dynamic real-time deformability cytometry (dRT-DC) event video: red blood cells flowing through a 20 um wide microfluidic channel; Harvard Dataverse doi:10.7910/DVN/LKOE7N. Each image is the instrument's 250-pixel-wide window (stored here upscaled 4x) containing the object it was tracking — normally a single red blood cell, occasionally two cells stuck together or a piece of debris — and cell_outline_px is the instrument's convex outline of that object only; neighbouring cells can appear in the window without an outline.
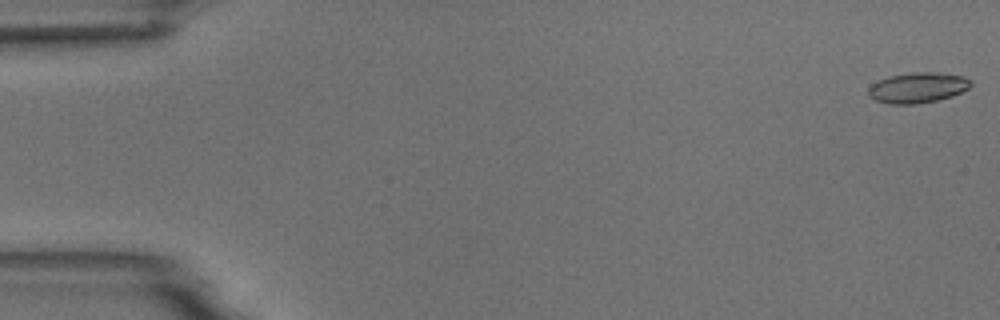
{"species": "common noctule bat (a hibernating species)", "species_latin": "Nyctalus noctula", "temperature_condition": "room temperature", "stored_images_in_passage": 7, "camera_frame_rate_fps": 3000, "um_per_image_px": 0.085, "animal": {"sex": "male", "body_mass_g": 18.8}, "frame": {"image": 1, "passage_image": 1, "time_ms": 0.0, "image_size_px": [1000, 320], "cell_outline_px": [[972, 84], [968, 88], [952, 96], [936, 100], [916, 104], [888, 104], [876, 100], [868, 96], [868, 88], [872, 84], [888, 76], [912, 72], [940, 72], [964, 76], [972, 80]], "centroid_in_image_um": [78.01, 7.44], "position_along_channel_um": 7.0, "area_um2": 18.26}}
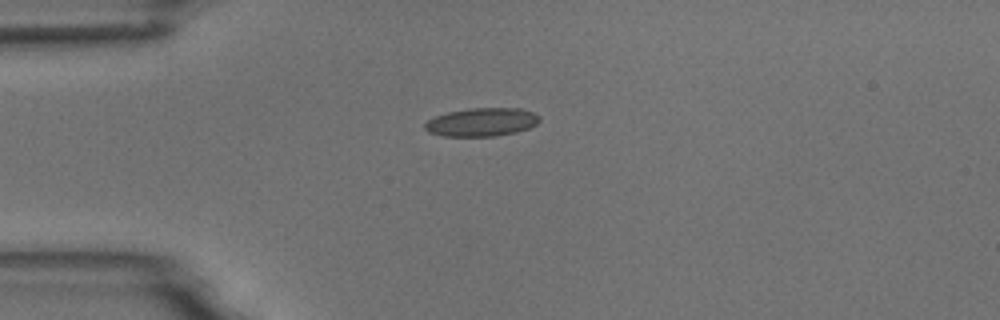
{"frame": {"image": 2, "passage_image": 5, "time_ms": 4.333, "image_size_px": [1000, 320], "cell_outline_px": [[540, 120], [536, 124], [528, 128], [516, 132], [496, 136], [444, 136], [428, 132], [424, 128], [424, 124], [428, 120], [436, 116], [448, 112], [468, 108], [520, 108], [532, 112], [540, 116]], "centroid_in_image_um": [40.94, 10.38], "position_along_channel_um": 44.1, "area_um2": 18.96}}
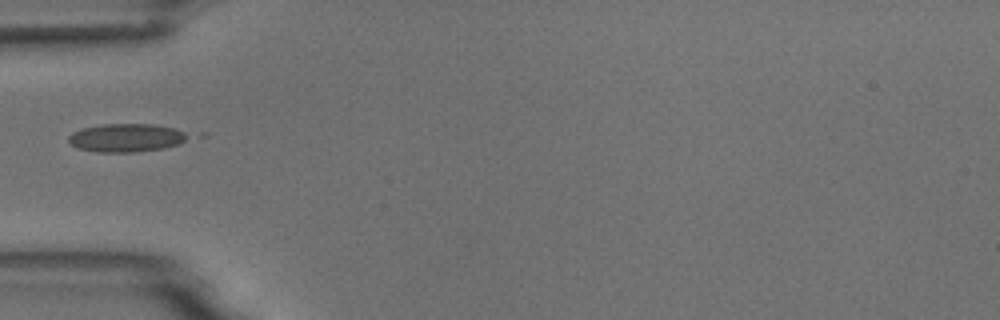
{"frame": {"image": 3, "passage_image": 6, "time_ms": 5.667, "image_size_px": [1000, 320], "cell_outline_px": [[192, 136], [180, 144], [164, 148], [136, 152], [100, 152], [80, 148], [72, 144], [68, 140], [68, 136], [72, 132], [80, 128], [100, 124], [152, 124], [176, 128]], "centroid_in_image_um": [10.77, 11.7], "position_along_channel_um": 74.2, "area_um2": 19.83}}